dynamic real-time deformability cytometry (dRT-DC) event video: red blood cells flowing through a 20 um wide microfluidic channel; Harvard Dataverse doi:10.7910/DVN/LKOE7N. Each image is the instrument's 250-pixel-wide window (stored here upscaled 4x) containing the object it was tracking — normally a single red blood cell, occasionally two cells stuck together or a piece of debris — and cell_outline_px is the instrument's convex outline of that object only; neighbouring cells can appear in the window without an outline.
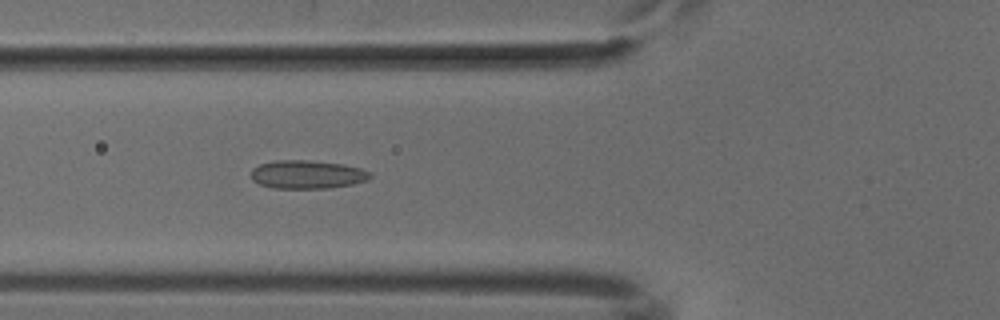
{"species": "common noctule bat (a hibernating species)", "species_latin": "Nyctalus noctula", "temperature_condition": "cold", "stored_images_in_passage": 53, "camera_frame_rate_fps": 3000, "um_per_image_px": 0.085, "animal": {"sex": "male", "body_mass_g": 18.8}, "frame": {"image": 1, "passage_image": 20, "time_ms": 6.333, "image_size_px": [1000, 320], "cell_outline_px": [[372, 176], [368, 180], [352, 184], [328, 188], [272, 188], [260, 184], [252, 180], [252, 168], [260, 164], [276, 160], [308, 160], [344, 164], [360, 168], [372, 172]], "centroid_in_image_um": [26.14, 14.82], "position_along_channel_um": 99.7, "area_um2": 19.77}}
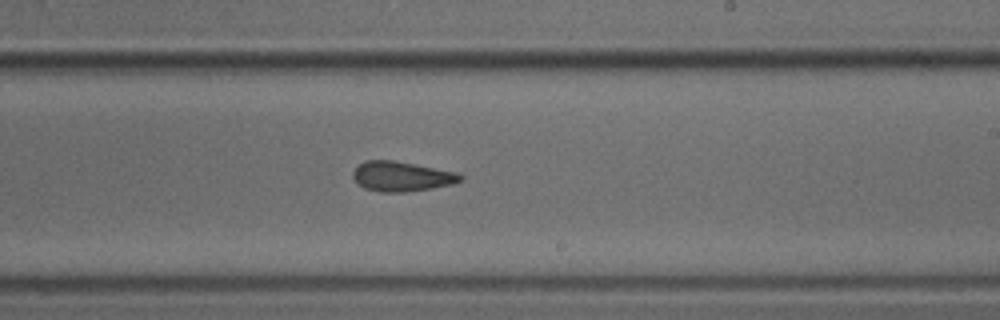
{"frame": {"image": 2, "passage_image": 32, "time_ms": 10.333, "image_size_px": [1000, 320], "cell_outline_px": [[464, 180], [452, 184], [432, 188], [408, 192], [380, 192], [364, 188], [356, 184], [352, 176], [352, 172], [364, 160], [392, 160], [456, 172], [464, 176]], "centroid_in_image_um": [34.12, 15.0], "position_along_channel_um": 254.9, "area_um2": 18.79}}
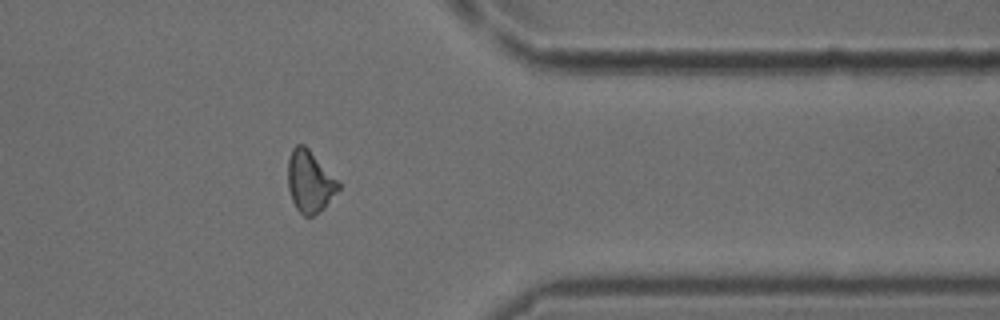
{"frame": {"image": 3, "passage_image": 43, "time_ms": 14.0, "image_size_px": [1000, 320], "cell_outline_px": [[340, 188], [324, 208], [312, 216], [304, 216], [296, 208], [292, 200], [288, 188], [288, 160], [292, 148], [296, 144], [304, 144], [308, 148], [340, 184]], "centroid_in_image_um": [26.31, 15.43], "position_along_channel_um": 385.1, "area_um2": 17.92}}